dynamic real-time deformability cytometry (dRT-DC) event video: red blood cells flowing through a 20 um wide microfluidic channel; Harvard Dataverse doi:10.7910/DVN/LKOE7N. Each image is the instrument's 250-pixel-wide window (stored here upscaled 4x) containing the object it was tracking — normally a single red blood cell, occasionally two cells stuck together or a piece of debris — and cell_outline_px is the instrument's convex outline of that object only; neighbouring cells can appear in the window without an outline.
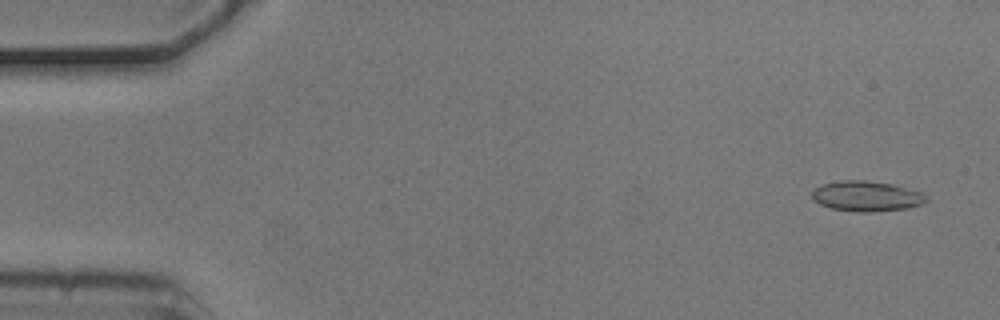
{"species": "common noctule bat (a hibernating species)", "species_latin": "Nyctalus noctula", "temperature_condition": "cold", "stored_images_in_passage": 4, "camera_frame_rate_fps": 3000, "um_per_image_px": 0.085, "animal": {"sex": "male", "body_mass_g": 20.5, "forearm_length_mm": 52.5}, "frame": {"image": 1, "passage_image": 1, "time_ms": 0.0, "image_size_px": [1000, 320], "cell_outline_px": [[928, 200], [920, 204], [908, 208], [868, 212], [856, 212], [832, 208], [820, 204], [812, 200], [812, 192], [816, 188], [824, 184], [840, 180], [864, 180], [892, 184], [920, 192], [928, 196]], "centroid_in_image_um": [73.65, 16.67], "position_along_channel_um": 11.4, "area_um2": 20.0}}
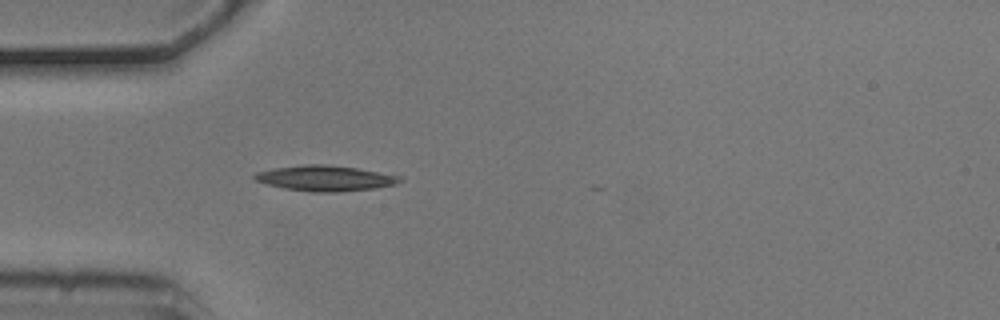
{"frame": {"image": 2, "passage_image": 4, "time_ms": 1.0, "image_size_px": [1000, 320], "cell_outline_px": [[404, 180], [396, 184], [376, 188], [336, 192], [312, 192], [284, 188], [268, 184], [256, 180], [252, 176], [256, 172], [276, 168], [304, 164], [328, 164], [356, 168], [404, 176]], "centroid_in_image_um": [27.71, 15.15], "position_along_channel_um": 57.3, "area_um2": 21.62}}